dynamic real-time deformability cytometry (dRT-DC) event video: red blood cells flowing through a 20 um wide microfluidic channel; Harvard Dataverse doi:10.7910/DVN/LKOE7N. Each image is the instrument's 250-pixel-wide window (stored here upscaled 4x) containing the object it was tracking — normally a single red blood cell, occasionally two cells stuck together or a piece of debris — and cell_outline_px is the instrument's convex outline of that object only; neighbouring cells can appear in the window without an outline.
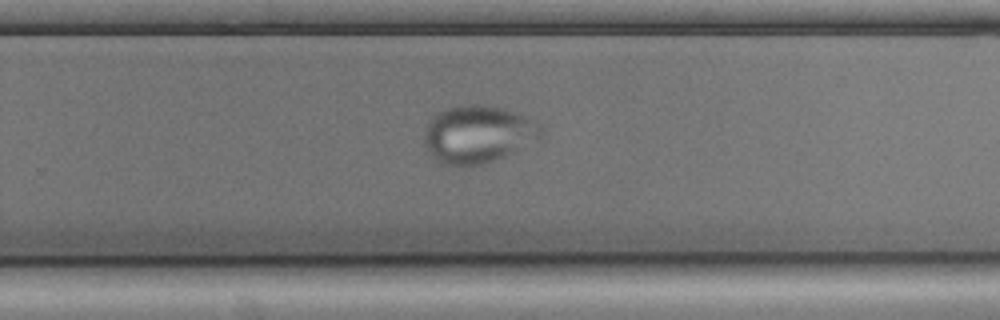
{"species": "common noctule bat (a hibernating species)", "species_latin": "Nyctalus noctula", "temperature_condition": "cold", "stored_images_in_passage": 42, "camera_frame_rate_fps": 3000, "um_per_image_px": 0.085, "animal": {"sex": "male", "body_mass_g": 17.9, "forearm_length_mm": 54.2}, "frame": {"image": 1, "passage_image": 21, "time_ms": 6.667, "image_size_px": [1000, 320], "cell_outline_px": [[544, 132], [540, 136], [512, 152], [504, 156], [484, 164], [448, 164], [432, 156], [424, 140], [424, 132], [432, 116], [440, 112], [452, 108], [468, 104], [476, 104], [500, 108], [512, 112], [532, 120], [540, 124], [544, 128]], "centroid_in_image_um": [40.62, 11.4], "position_along_channel_um": 289.2, "area_um2": 37.8}}